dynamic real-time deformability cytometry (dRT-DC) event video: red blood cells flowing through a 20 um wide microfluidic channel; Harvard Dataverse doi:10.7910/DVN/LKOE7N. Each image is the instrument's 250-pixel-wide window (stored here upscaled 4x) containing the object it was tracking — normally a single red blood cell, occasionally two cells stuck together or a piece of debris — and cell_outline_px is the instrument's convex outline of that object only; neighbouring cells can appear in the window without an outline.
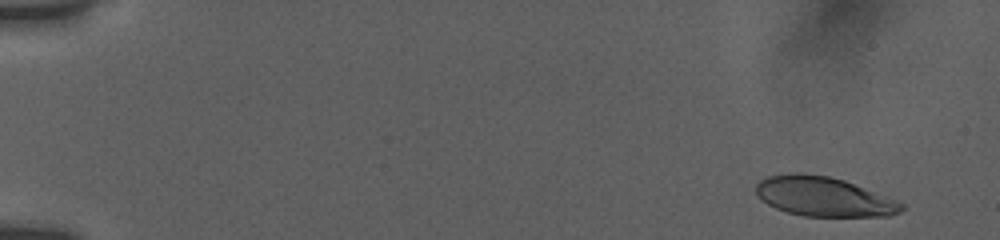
{"species": "human", "species_latin": "Homo sapiens", "temperature_condition": "room temperature", "stored_images_in_passage": 55, "camera_frame_rate_fps": 3000, "um_per_image_px": 0.085, "donor": {"sex": "female"}, "frame": {"image": 1, "passage_image": 4, "time_ms": 1.0, "image_size_px": [1000, 240], "cell_outline_px": [[904, 208], [900, 212], [888, 216], [804, 216], [788, 212], [776, 208], [760, 200], [756, 196], [756, 184], [760, 180], [768, 176], [788, 172], [800, 172], [828, 176], [844, 180], [896, 200], [904, 204]], "centroid_in_image_um": [69.97, 16.7], "position_along_channel_um": 15.0, "area_um2": 33.52}}
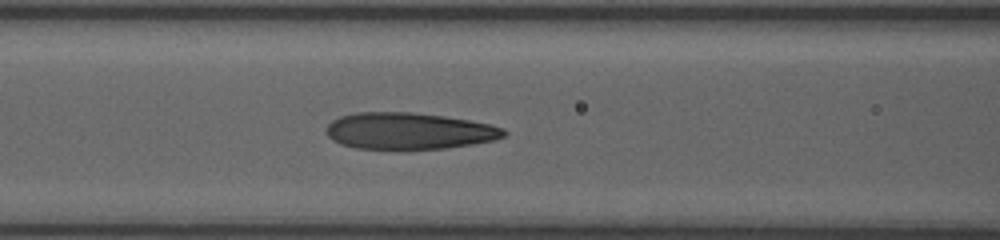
{"frame": {"image": 2, "passage_image": 25, "time_ms": 8.0, "image_size_px": [1000, 240], "cell_outline_px": [[508, 132], [504, 136], [496, 140], [472, 144], [444, 148], [356, 148], [340, 144], [332, 140], [328, 136], [328, 124], [332, 120], [340, 116], [356, 112], [412, 112], [444, 116], [468, 120], [488, 124], [504, 128]], "centroid_in_image_um": [34.77, 11.12], "position_along_channel_um": 131.8, "area_um2": 37.57}}
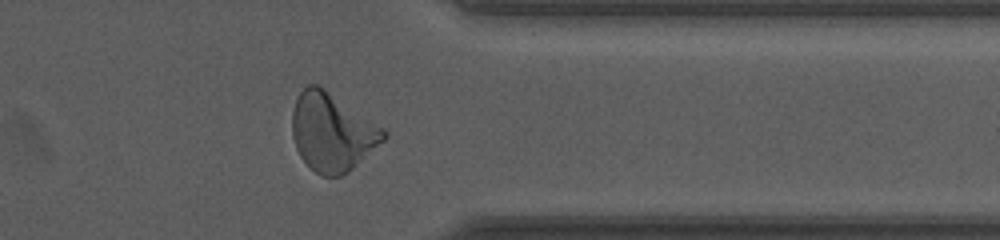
{"frame": {"image": 3, "passage_image": 45, "time_ms": 14.667, "image_size_px": [1000, 240], "cell_outline_px": [[388, 136], [384, 140], [348, 172], [340, 176], [320, 176], [300, 156], [296, 148], [292, 136], [292, 112], [296, 100], [300, 92], [308, 84], [320, 84], [384, 128], [388, 132]], "centroid_in_image_um": [28.23, 11.2], "position_along_channel_um": 383.2, "area_um2": 41.56}, "authors_computed_cell_mechanics": {"area_um2": 37.57, "velocity_mm_per_s": 3.8445, "shape_relaxation_time_tau1_ms": 5.7821, "shape_relaxation_time_tau2_ms": 1.3791, "deformation_change_tau1": 0.2373, "deformation_change_tau2": 0.1013}}